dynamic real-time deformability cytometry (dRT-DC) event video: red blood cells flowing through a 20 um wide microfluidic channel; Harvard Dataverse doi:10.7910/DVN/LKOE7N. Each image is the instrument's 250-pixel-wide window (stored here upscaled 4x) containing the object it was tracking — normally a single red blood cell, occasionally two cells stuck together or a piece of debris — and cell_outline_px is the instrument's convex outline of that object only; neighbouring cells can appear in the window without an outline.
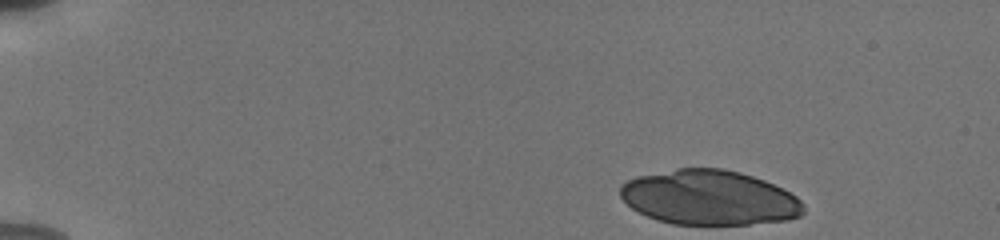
{"species": "human", "species_latin": "Homo sapiens", "temperature_condition": "cold", "stored_images_in_passage": 48, "camera_frame_rate_fps": 3000, "um_per_image_px": 0.085, "donor": {"sex": "male"}, "frame": {"image": 1, "passage_image": 1, "time_ms": 0.0, "image_size_px": [1000, 240], "cell_outline_px": [[804, 212], [800, 216], [788, 220], [748, 224], [672, 224], [656, 220], [632, 208], [620, 196], [620, 184], [636, 176], [676, 168], [724, 168], [740, 172], [764, 180], [796, 196], [804, 204]], "centroid_in_image_um": [60.28, 16.79], "position_along_channel_um": 24.7, "area_um2": 58.55}}